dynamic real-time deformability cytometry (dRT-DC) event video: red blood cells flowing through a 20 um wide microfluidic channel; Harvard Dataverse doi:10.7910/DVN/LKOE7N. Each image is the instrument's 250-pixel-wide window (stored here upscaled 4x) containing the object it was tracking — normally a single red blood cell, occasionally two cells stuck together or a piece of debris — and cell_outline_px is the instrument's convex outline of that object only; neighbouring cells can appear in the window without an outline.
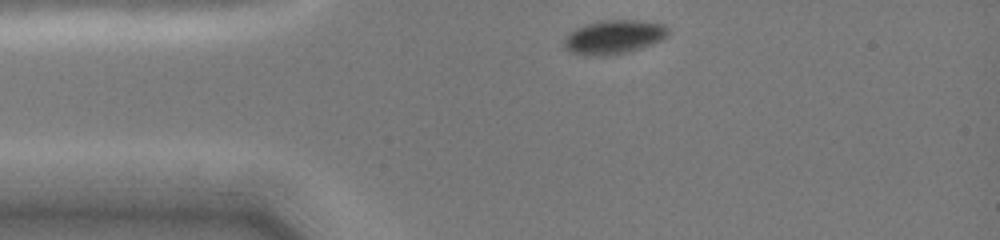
{"species": "common noctule bat (a hibernating species)", "species_latin": "Nyctalus noctula", "temperature_condition": "cold", "stored_images_in_passage": 3, "camera_frame_rate_fps": 3000, "um_per_image_px": 0.085, "animal": {"sex": "female", "body_mass_g": 19.0, "forearm_length_mm": 51.5}, "frame": {"image": 1, "passage_image": 1, "time_ms": 0.0, "image_size_px": [1000, 240], "cell_outline_px": [[668, 32], [660, 40], [628, 52], [604, 56], [600, 56], [572, 52], [564, 44], [564, 40], [568, 32], [584, 24], [600, 20], [640, 20], [664, 24], [668, 28]], "centroid_in_image_um": [52.16, 3.12], "position_along_channel_um": 32.8, "area_um2": 20.23}}